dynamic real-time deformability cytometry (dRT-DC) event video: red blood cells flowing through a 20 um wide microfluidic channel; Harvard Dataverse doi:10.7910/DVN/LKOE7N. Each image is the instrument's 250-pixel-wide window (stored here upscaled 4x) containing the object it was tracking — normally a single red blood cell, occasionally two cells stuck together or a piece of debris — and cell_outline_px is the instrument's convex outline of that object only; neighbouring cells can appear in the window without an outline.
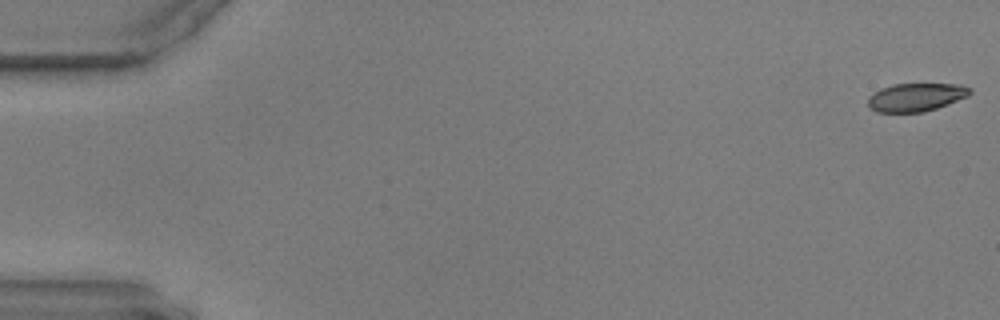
{"species": "common noctule bat (a hibernating species)", "species_latin": "Nyctalus noctula", "temperature_condition": "warm", "stored_images_in_passage": 58, "camera_frame_rate_fps": 3000, "um_per_image_px": 0.085, "animal": {"sex": "male", "body_mass_g": 17.9, "forearm_length_mm": 54.2}, "frame": {"image": 1, "passage_image": 1, "time_ms": 0.0, "image_size_px": [1000, 320], "cell_outline_px": [[972, 92], [968, 96], [948, 104], [924, 112], [876, 112], [868, 104], [868, 96], [880, 88], [892, 84], [960, 84], [972, 88]], "centroid_in_image_um": [77.87, 8.25], "position_along_channel_um": 7.1, "area_um2": 16.82}}
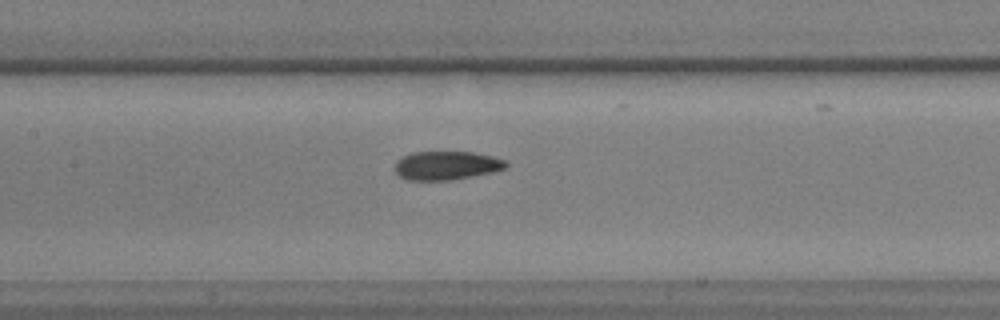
{"frame": {"image": 2, "passage_image": 28, "time_ms": 9.0, "image_size_px": [1000, 320], "cell_outline_px": [[508, 164], [504, 168], [492, 172], [452, 180], [404, 180], [396, 172], [396, 160], [412, 152], [472, 152], [492, 156], [504, 160]], "centroid_in_image_um": [37.93, 14.07], "position_along_channel_um": 169.5, "area_um2": 18.44}}
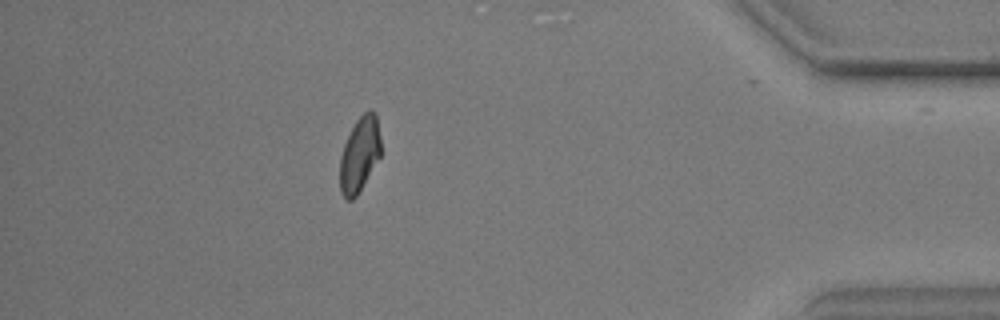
{"frame": {"image": 3, "passage_image": 52, "time_ms": 17.0, "image_size_px": [1000, 320], "cell_outline_px": [[380, 156], [356, 196], [352, 200], [348, 200], [340, 192], [340, 156], [344, 144], [356, 120], [364, 112], [376, 112], [380, 136]], "centroid_in_image_um": [30.55, 13.13], "position_along_channel_um": 404.6, "area_um2": 17.57}}